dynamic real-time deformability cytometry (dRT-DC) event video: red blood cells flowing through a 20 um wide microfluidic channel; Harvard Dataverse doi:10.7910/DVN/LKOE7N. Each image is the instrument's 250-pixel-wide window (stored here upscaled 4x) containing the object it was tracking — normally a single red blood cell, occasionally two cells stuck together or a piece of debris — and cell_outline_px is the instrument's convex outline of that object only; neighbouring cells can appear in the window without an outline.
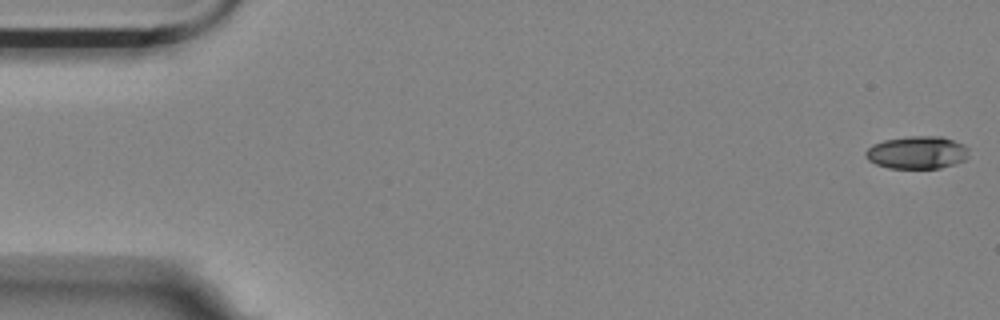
{"species": "Egyptian fruit bat (a non-hibernating species)", "species_latin": "Rousettus aegyptiacus", "temperature_condition": "room temperature", "stored_images_in_passage": 57, "camera_frame_rate_fps": 3000, "um_per_image_px": 0.085, "animal": {"sex": "female"}, "frame": {"image": 1, "passage_image": 1, "time_ms": 0.0, "image_size_px": [1000, 320], "cell_outline_px": [[968, 156], [964, 160], [940, 168], [888, 168], [876, 164], [868, 160], [864, 156], [864, 152], [872, 144], [884, 140], [908, 136], [940, 136], [964, 144], [968, 148]], "centroid_in_image_um": [77.92, 12.96], "position_along_channel_um": 7.1, "area_um2": 19.71}}
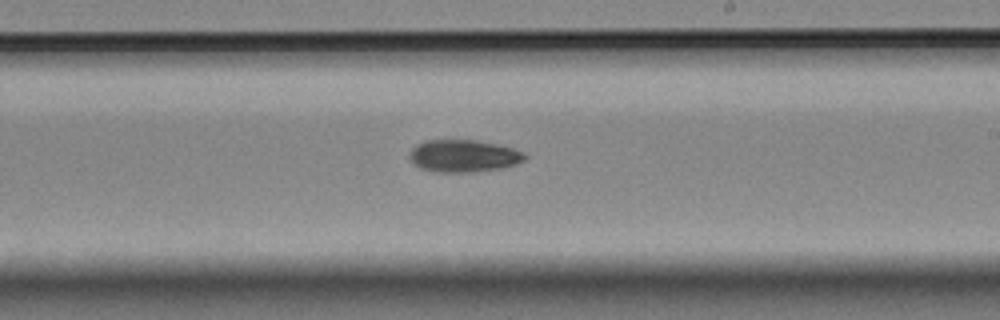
{"frame": {"image": 2, "passage_image": 33, "time_ms": 10.667, "image_size_px": [1000, 320], "cell_outline_px": [[528, 156], [524, 160], [516, 164], [500, 168], [472, 172], [436, 172], [420, 168], [408, 156], [412, 148], [416, 144], [424, 140], [472, 140], [512, 148], [524, 152]], "centroid_in_image_um": [39.38, 13.25], "position_along_channel_um": 249.6, "area_um2": 21.5}}
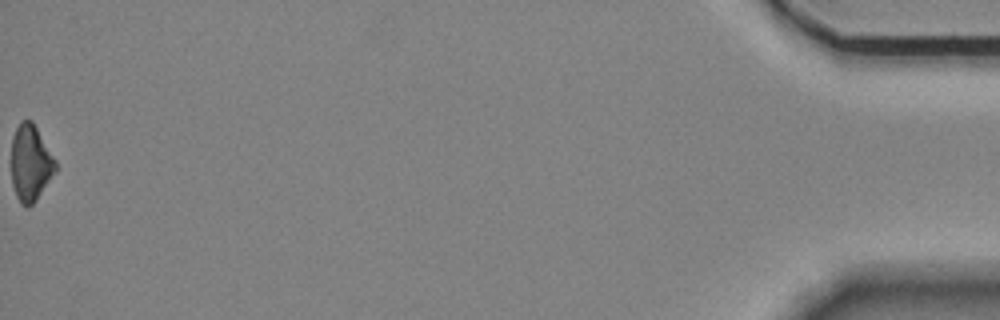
{"frame": {"image": 3, "passage_image": 57, "time_ms": 18.667, "image_size_px": [1000, 320], "cell_outline_px": [[56, 172], [36, 200], [28, 208], [20, 204], [16, 196], [12, 184], [12, 136], [20, 120], [32, 120], [56, 160]], "centroid_in_image_um": [2.59, 13.86], "position_along_channel_um": 432.6, "area_um2": 19.77}, "authors_computed_cell_mechanics": {"area_um2": 20.7502, "velocity_mm_per_s": 3.5256, "shape_relaxation_time_tau1_ms": 10.4075, "shape_relaxation_time_tau2_ms": null, "deformation_change_tau1": 0.1712, "deformation_change_tau2": null}}